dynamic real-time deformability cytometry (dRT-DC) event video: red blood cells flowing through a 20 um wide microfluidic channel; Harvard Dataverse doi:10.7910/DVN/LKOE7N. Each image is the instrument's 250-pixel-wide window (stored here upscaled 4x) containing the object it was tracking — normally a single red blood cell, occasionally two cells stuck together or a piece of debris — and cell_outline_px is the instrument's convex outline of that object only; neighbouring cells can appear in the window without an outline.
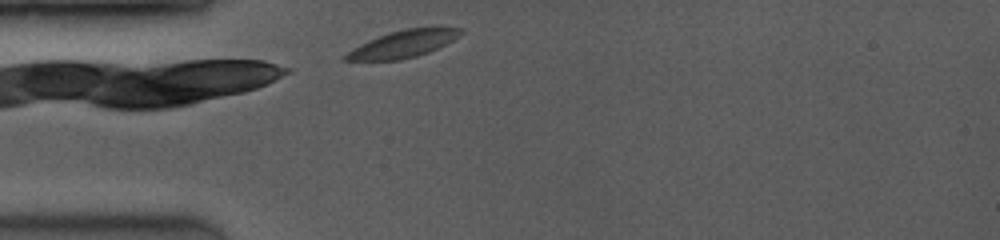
{"species": "common noctule bat (a hibernating species)", "species_latin": "Nyctalus noctula", "temperature_condition": "room temperature", "stored_images_in_passage": 34, "camera_frame_rate_fps": 3500, "um_per_image_px": 0.085, "animal": {"sex": "female", "body_mass_g": 19.0, "forearm_length_mm": 53.3}, "frame": {"image": 1, "passage_image": 1, "time_ms": 0.0, "image_size_px": [1000, 240], "cell_outline_px": [[464, 32], [460, 36], [428, 52], [416, 56], [400, 60], [344, 60], [344, 56], [348, 52], [360, 44], [368, 40], [404, 28], [436, 24], [464, 28]], "centroid_in_image_um": [34.41, 3.67], "position_along_channel_um": 50.6, "area_um2": 18.55}}